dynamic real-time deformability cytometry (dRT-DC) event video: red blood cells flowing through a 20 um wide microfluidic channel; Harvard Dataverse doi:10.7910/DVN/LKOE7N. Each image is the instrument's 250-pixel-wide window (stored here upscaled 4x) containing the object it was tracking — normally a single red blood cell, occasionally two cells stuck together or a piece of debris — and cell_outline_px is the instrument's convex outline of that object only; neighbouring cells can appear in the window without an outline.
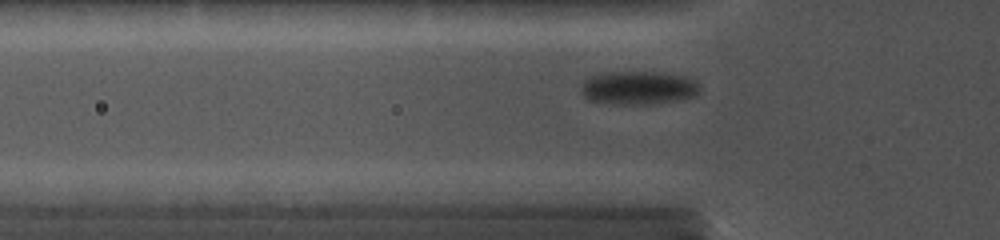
{"species": "common noctule bat (a hibernating species)", "species_latin": "Nyctalus noctula", "temperature_condition": "cold", "stored_images_in_passage": 30, "camera_frame_rate_fps": 5000, "um_per_image_px": 0.085, "animal": {"sex": "female", "body_mass_g": 19.0, "forearm_length_mm": 56.7}, "frame": {"image": 1, "passage_image": 4, "time_ms": 1.2, "image_size_px": [1000, 240], "cell_outline_px": [[700, 92], [696, 96], [676, 100], [652, 104], [608, 104], [588, 100], [580, 92], [580, 88], [584, 80], [588, 76], [600, 72], [664, 72], [684, 76], [696, 80], [700, 84]], "centroid_in_image_um": [54.24, 7.46], "position_along_channel_um": 71.6, "area_um2": 23.7}}
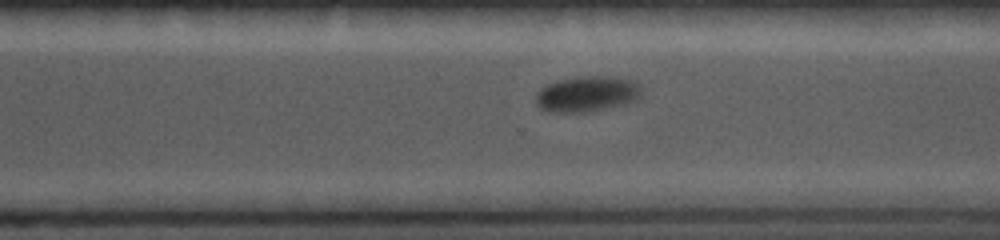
{"frame": {"image": 2, "passage_image": 20, "time_ms": 7.6, "image_size_px": [1000, 240], "cell_outline_px": [[640, 96], [636, 100], [624, 104], [584, 112], [548, 112], [540, 108], [536, 104], [536, 92], [540, 88], [556, 80], [580, 76], [608, 76], [632, 80], [640, 84]], "centroid_in_image_um": [49.86, 7.97], "position_along_channel_um": 320.7, "area_um2": 21.96}}
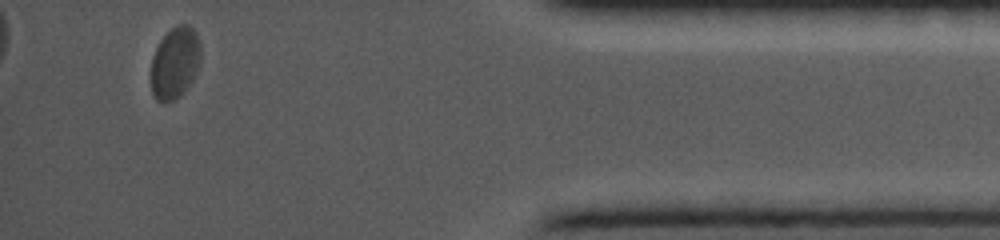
{"frame": {"image": 3, "passage_image": 28, "time_ms": 11.0, "image_size_px": [1000, 240], "cell_outline_px": [[200, 64], [192, 80], [184, 92], [180, 96], [172, 100], [160, 100], [152, 92], [152, 56], [160, 40], [176, 24], [188, 24], [196, 32], [200, 44]], "centroid_in_image_um": [14.9, 5.29], "position_along_channel_um": 420.3, "area_um2": 20.46}}